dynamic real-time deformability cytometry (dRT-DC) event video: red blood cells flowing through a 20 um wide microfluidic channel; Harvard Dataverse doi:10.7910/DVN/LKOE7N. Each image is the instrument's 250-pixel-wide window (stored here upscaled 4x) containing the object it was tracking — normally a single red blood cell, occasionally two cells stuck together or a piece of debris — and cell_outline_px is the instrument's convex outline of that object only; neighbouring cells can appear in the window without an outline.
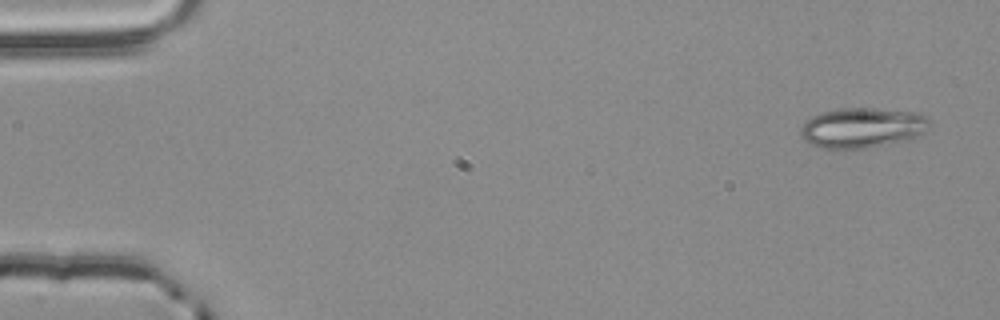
{"species": "common noctule bat (a hibernating species)", "species_latin": "Nyctalus noctula", "temperature_condition": "room temperature", "stored_images_in_passage": 3, "camera_frame_rate_fps": 3000, "um_per_image_px": 0.085, "animal": {"sex": "male", "body_mass_g": 20.4}, "frame": {"image": 1, "passage_image": 1, "time_ms": 0.0, "image_size_px": [1000, 320], "cell_outline_px": [[932, 124], [924, 132], [916, 136], [904, 140], [868, 148], [820, 148], [808, 144], [800, 136], [800, 128], [812, 116], [824, 112], [840, 108], [876, 108], [916, 112], [924, 116]], "centroid_in_image_um": [73.27, 10.86], "position_along_channel_um": 11.7, "area_um2": 30.06}}